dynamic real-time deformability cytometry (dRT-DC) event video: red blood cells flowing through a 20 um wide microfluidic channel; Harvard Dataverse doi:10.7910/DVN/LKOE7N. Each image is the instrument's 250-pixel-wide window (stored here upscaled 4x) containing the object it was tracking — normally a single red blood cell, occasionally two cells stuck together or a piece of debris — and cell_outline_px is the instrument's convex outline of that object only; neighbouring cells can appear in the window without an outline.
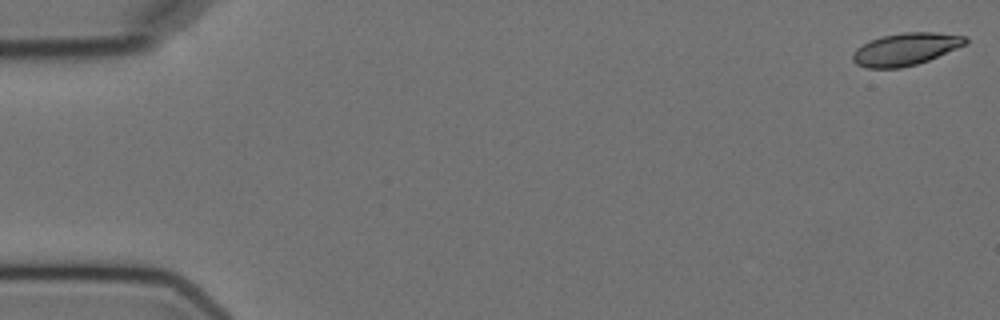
{"species": "Egyptian fruit bat (a non-hibernating species)", "species_latin": "Rousettus aegyptiacus", "temperature_condition": "cold", "stored_images_in_passage": 6, "camera_frame_rate_fps": 3000, "um_per_image_px": 0.085, "animal": {"sex": "female"}, "frame": {"image": 1, "passage_image": 1, "time_ms": 0.0, "image_size_px": [1000, 320], "cell_outline_px": [[968, 44], [928, 60], [916, 64], [900, 68], [868, 68], [856, 64], [852, 60], [852, 52], [856, 48], [880, 36], [904, 32], [936, 32], [968, 36]], "centroid_in_image_um": [77.0, 4.17], "position_along_channel_um": 8.0, "area_um2": 21.39}}
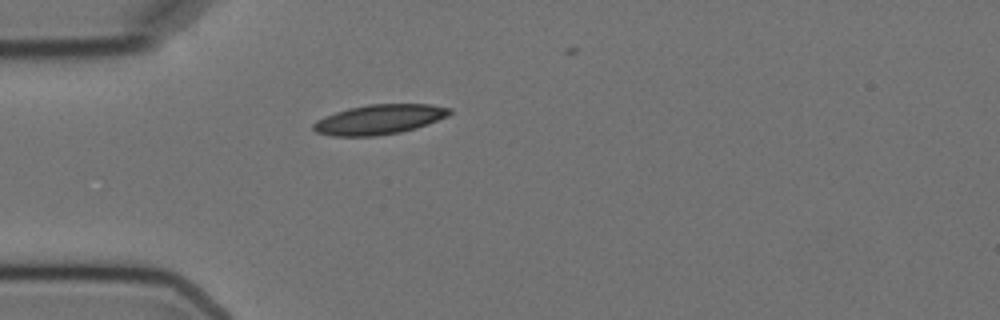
{"frame": {"image": 2, "passage_image": 5, "time_ms": 5.0, "image_size_px": [1000, 320], "cell_outline_px": [[452, 112], [448, 116], [428, 124], [416, 128], [400, 132], [376, 136], [332, 136], [316, 132], [312, 128], [312, 124], [316, 120], [336, 112], [348, 108], [368, 104], [432, 104], [452, 108]], "centroid_in_image_um": [32.25, 10.15], "position_along_channel_um": 52.7, "area_um2": 23.76}}